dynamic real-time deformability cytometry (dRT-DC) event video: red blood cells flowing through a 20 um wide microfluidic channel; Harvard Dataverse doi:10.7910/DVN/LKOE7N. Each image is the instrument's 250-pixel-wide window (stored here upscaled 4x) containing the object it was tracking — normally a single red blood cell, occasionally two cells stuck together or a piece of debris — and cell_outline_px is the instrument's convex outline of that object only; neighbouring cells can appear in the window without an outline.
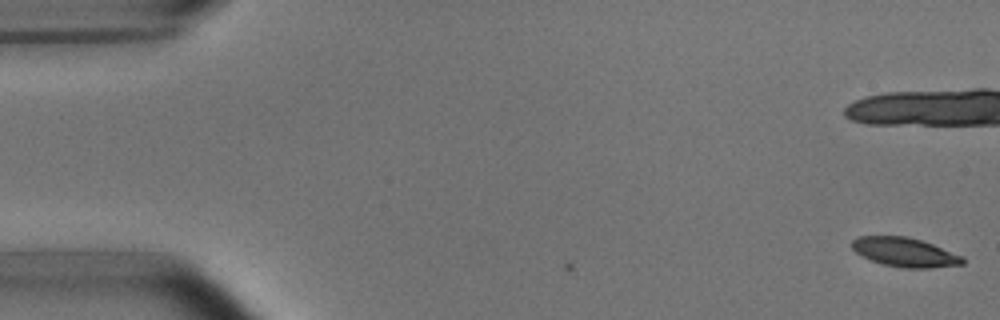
{"species": "common noctule bat (a hibernating species)", "species_latin": "Nyctalus noctula", "temperature_condition": "room temperature", "stored_images_in_passage": 2, "camera_frame_rate_fps": 3000, "um_per_image_px": 0.085, "animal": {"sex": "male", "body_mass_g": 15.6}, "frame": {"image": 1, "passage_image": 2, "time_ms": 1.0, "image_size_px": [1000, 320], "cell_outline_px": [[964, 264], [928, 268], [904, 268], [884, 264], [872, 260], [856, 252], [852, 248], [852, 240], [856, 236], [908, 236], [932, 244], [964, 256]], "centroid_in_image_um": [76.92, 21.43], "position_along_channel_um": 8.1, "area_um2": 18.67}}